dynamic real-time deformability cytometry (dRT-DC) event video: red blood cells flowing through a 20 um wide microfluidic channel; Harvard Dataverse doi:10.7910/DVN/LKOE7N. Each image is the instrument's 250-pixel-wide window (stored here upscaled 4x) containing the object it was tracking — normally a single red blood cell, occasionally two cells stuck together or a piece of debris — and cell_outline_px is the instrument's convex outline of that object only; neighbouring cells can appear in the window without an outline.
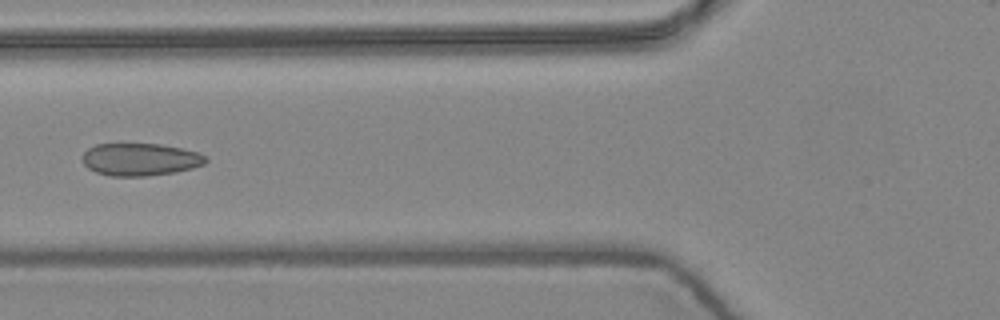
{"species": "common noctule bat (a hibernating species)", "species_latin": "Nyctalus noctula", "temperature_condition": "warm", "stored_images_in_passage": 6, "camera_frame_rate_fps": 3000, "um_per_image_px": 0.085, "animal": {"sex": "female", "body_mass_g": 24.6, "forearm_length_mm": 56.2}, "frame": {"image": 1, "passage_image": 6, "time_ms": 1.667, "image_size_px": [1000, 320], "cell_outline_px": [[208, 160], [204, 164], [192, 168], [176, 172], [148, 176], [112, 176], [96, 172], [88, 168], [84, 164], [84, 152], [88, 148], [96, 144], [160, 144], [180, 148], [196, 152], [208, 156]], "centroid_in_image_um": [11.94, 13.55], "position_along_channel_um": 113.9, "area_um2": 23.29}}